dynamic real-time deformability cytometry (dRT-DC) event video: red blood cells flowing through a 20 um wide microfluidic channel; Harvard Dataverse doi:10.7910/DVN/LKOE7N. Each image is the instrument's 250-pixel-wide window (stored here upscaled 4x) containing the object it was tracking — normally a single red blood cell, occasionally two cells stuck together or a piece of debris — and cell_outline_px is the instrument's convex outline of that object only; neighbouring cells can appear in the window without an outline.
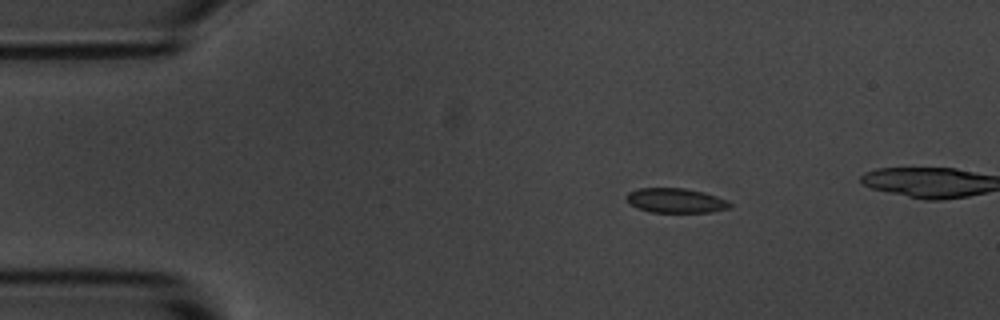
{"species": "common noctule bat (a hibernating species)", "species_latin": "Nyctalus noctula", "temperature_condition": "room temperature", "stored_images_in_passage": 5, "camera_frame_rate_fps": 3000, "um_per_image_px": 0.085, "animal": {"sex": "male", "body_mass_g": 20.1, "forearm_length_mm": 53.5}, "frame": {"image": 1, "passage_image": 3, "time_ms": 2.333, "image_size_px": [1000, 320], "cell_outline_px": [[732, 204], [728, 208], [712, 212], [652, 212], [636, 208], [628, 204], [624, 196], [628, 192], [640, 188], [684, 188], [704, 192], [728, 200]], "centroid_in_image_um": [57.39, 17.04], "position_along_channel_um": 27.6, "area_um2": 14.97}}